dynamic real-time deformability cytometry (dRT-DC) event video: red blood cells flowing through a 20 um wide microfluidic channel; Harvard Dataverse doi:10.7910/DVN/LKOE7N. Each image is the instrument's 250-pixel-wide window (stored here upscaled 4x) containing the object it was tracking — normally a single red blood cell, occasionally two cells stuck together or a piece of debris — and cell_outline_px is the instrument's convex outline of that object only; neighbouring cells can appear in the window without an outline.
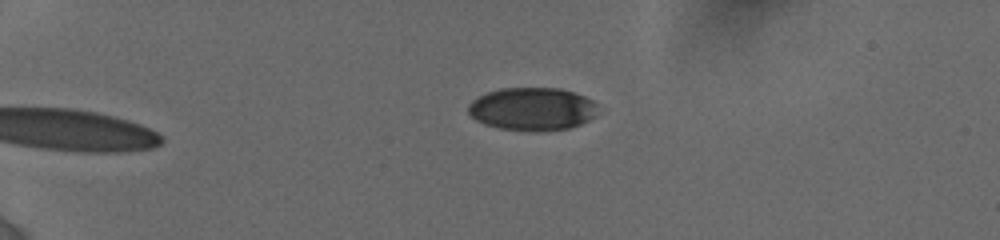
{"species": "human", "species_latin": "Homo sapiens", "temperature_condition": "cold", "stored_images_in_passage": 12, "camera_frame_rate_fps": 3000, "um_per_image_px": 0.085, "donor": {"sex": "female"}, "frame": {"image": 1, "passage_image": 1, "time_ms": 0.0, "image_size_px": [1000, 240], "cell_outline_px": [[596, 116], [580, 124], [568, 128], [536, 132], [528, 132], [500, 128], [484, 124], [476, 120], [468, 112], [468, 104], [472, 100], [488, 92], [500, 88], [560, 88], [584, 96], [592, 100], [596, 104]], "centroid_in_image_um": [45.23, 9.27], "position_along_channel_um": 39.8, "area_um2": 32.54}}
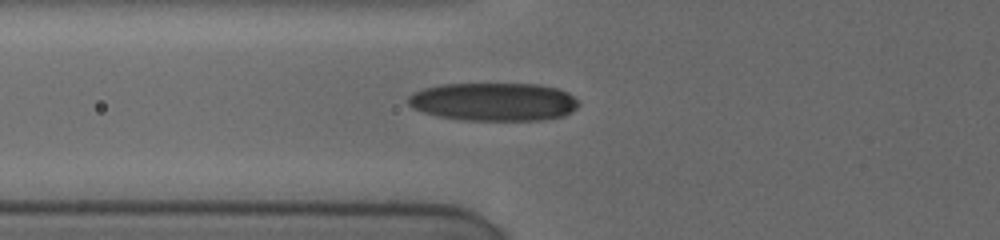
{"frame": {"image": 2, "passage_image": 11, "time_ms": 3.0, "image_size_px": [1000, 240], "cell_outline_px": [[580, 104], [572, 112], [564, 116], [544, 120], [464, 120], [440, 116], [424, 112], [412, 108], [408, 104], [408, 96], [412, 92], [424, 88], [440, 84], [536, 84], [556, 88], [568, 92]], "centroid_in_image_um": [41.96, 8.65], "position_along_channel_um": 83.8, "area_um2": 38.03}}